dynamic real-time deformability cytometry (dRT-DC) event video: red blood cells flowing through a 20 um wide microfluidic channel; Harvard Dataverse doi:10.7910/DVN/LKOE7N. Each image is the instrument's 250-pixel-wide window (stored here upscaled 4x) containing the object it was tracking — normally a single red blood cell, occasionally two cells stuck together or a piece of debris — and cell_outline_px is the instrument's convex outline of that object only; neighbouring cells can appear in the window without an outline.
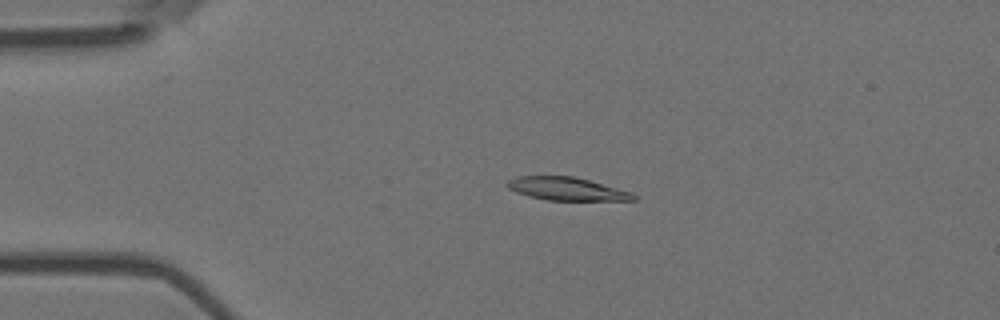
{"species": "Egyptian fruit bat (a non-hibernating species)", "species_latin": "Rousettus aegyptiacus", "temperature_condition": "room temperature", "stored_images_in_passage": 4, "camera_frame_rate_fps": 3000, "um_per_image_px": 0.085, "animal": {"sex": "female"}, "frame": {"image": 1, "passage_image": 3, "time_ms": 0.667, "image_size_px": [1000, 320], "cell_outline_px": [[636, 200], [548, 200], [528, 196], [516, 192], [508, 188], [504, 184], [508, 180], [516, 176], [572, 176], [588, 180], [632, 192], [636, 196]], "centroid_in_image_um": [48.13, 16.05], "position_along_channel_um": 36.9, "area_um2": 16.88}}